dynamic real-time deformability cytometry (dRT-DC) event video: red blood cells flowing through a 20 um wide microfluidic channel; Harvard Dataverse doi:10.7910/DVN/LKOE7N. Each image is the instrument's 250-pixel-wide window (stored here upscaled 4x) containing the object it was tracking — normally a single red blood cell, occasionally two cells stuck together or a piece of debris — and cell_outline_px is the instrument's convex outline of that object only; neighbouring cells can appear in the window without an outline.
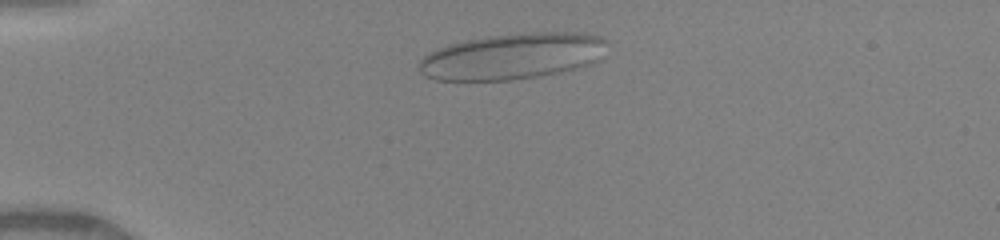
{"species": "human", "species_latin": "Homo sapiens", "temperature_condition": "warm", "stored_images_in_passage": 30, "camera_frame_rate_fps": 3000, "um_per_image_px": 0.085, "donor": {"sex": "female"}, "frame": {"image": 1, "passage_image": 2, "time_ms": 0.667, "image_size_px": [1000, 240], "cell_outline_px": [[608, 40], [596, 60], [588, 64], [572, 68], [536, 76], [512, 80], [436, 80], [424, 76], [420, 72], [420, 60], [428, 52], [436, 48], [448, 44], [464, 40], [488, 36], [524, 32], [576, 32], [600, 36]], "centroid_in_image_um": [43.47, 4.76], "position_along_channel_um": 41.5, "area_um2": 50.11}}
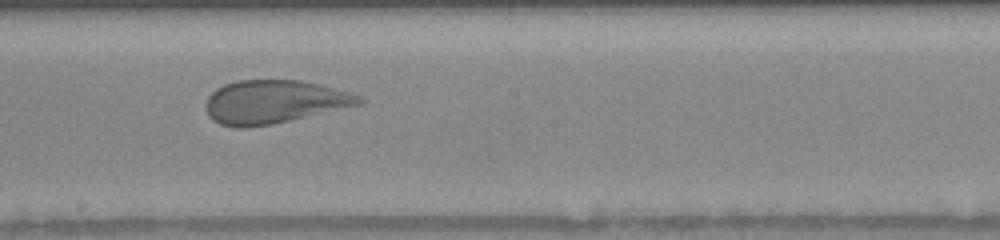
{"frame": {"image": 2, "passage_image": 13, "time_ms": 6.0, "image_size_px": [1000, 240], "cell_outline_px": [[364, 104], [272, 124], [244, 128], [236, 128], [220, 124], [212, 120], [208, 116], [204, 108], [204, 104], [208, 96], [216, 88], [224, 84], [236, 80], [300, 80], [320, 84], [348, 92], [360, 96], [364, 100]], "centroid_in_image_um": [23.25, 8.66], "position_along_channel_um": 224.9, "area_um2": 39.02}}
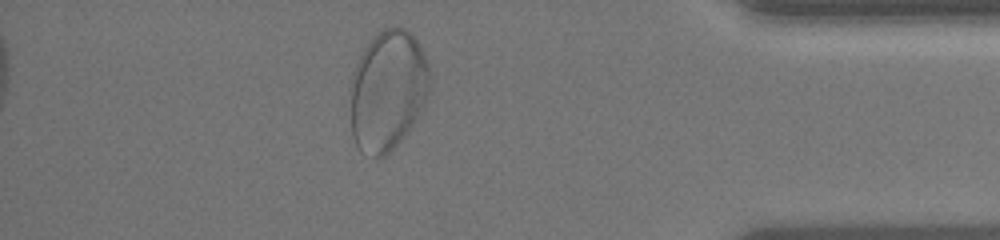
{"frame": {"image": 3, "passage_image": 27, "time_ms": 11.0, "image_size_px": [1000, 240], "cell_outline_px": [[432, 84], [420, 112], [408, 132], [380, 160], [360, 148], [356, 144], [352, 136], [348, 92], [348, 88], [356, 60], [360, 52], [384, 28], [404, 28], [420, 44], [424, 52], [428, 64], [432, 80]], "centroid_in_image_um": [32.93, 7.69], "position_along_channel_um": 402.3, "area_um2": 56.24}, "authors_computed_cell_mechanics": {"area_um2": 44.0147, "velocity_mm_per_s": 4.1232, "shape_relaxation_time_tau1_ms": 8.7934, "shape_relaxation_time_tau2_ms": null, "deformation_change_tau1": 0.216, "deformation_change_tau2": null}}